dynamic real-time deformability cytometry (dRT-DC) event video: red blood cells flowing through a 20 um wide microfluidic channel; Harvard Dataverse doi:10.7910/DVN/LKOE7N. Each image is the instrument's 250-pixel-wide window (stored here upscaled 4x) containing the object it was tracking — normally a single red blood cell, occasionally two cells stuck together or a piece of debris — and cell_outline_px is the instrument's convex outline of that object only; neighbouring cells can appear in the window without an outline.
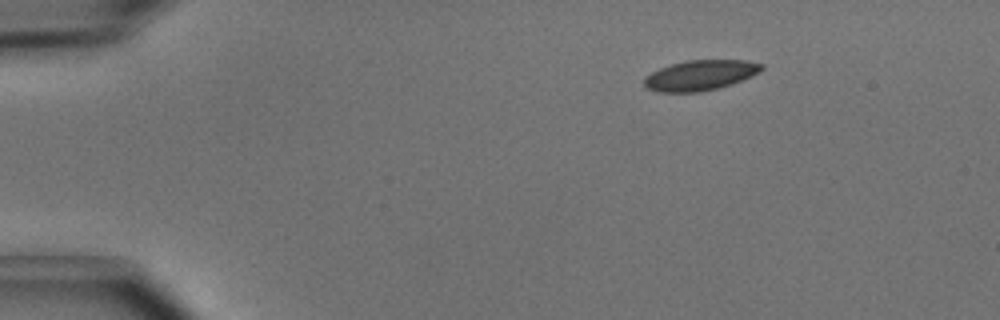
{"species": "common noctule bat (a hibernating species)", "species_latin": "Nyctalus noctula", "temperature_condition": "cold", "stored_images_in_passage": 3, "camera_frame_rate_fps": 3000, "um_per_image_px": 0.085, "animal": {"sex": "male", "body_mass_g": 15.6}, "frame": {"image": 1, "passage_image": 1, "time_ms": 0.0, "image_size_px": [1000, 320], "cell_outline_px": [[764, 68], [760, 72], [752, 76], [732, 84], [700, 92], [656, 92], [648, 88], [644, 84], [644, 76], [660, 68], [672, 64], [688, 60], [748, 60], [764, 64]], "centroid_in_image_um": [59.55, 6.39], "position_along_channel_um": 25.5, "area_um2": 20.75}}